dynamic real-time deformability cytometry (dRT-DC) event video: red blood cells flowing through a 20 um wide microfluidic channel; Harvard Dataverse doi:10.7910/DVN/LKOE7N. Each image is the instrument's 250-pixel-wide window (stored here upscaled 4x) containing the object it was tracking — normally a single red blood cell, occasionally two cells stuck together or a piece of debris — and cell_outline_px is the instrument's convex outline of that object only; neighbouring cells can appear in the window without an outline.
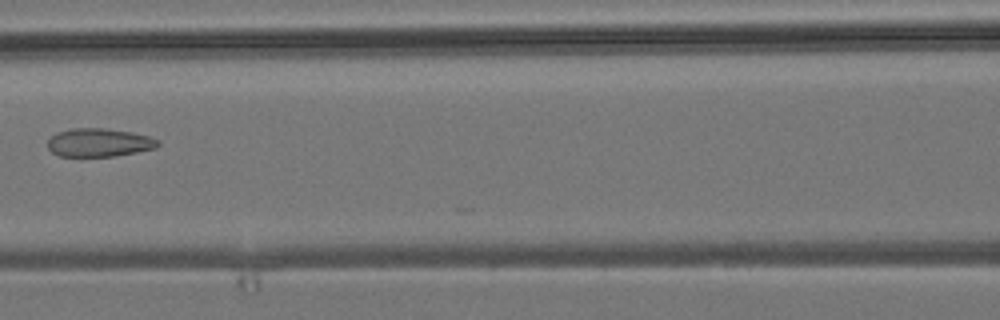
{"species": "common noctule bat (a hibernating species)", "species_latin": "Nyctalus noctula", "temperature_condition": "room temperature", "stored_images_in_passage": 8, "camera_frame_rate_fps": 3000, "um_per_image_px": 0.085, "animal": {"sex": "male", "body_mass_g": 19.2, "forearm_length_mm": 51.8}, "frame": {"image": 1, "passage_image": 7, "time_ms": 7.0, "image_size_px": [1000, 320], "cell_outline_px": [[160, 144], [156, 148], [116, 156], [60, 156], [52, 152], [48, 148], [48, 140], [56, 132], [72, 128], [104, 128], [132, 132], [148, 136], [160, 140]], "centroid_in_image_um": [8.43, 12.11], "position_along_channel_um": 158.2, "area_um2": 18.26}}
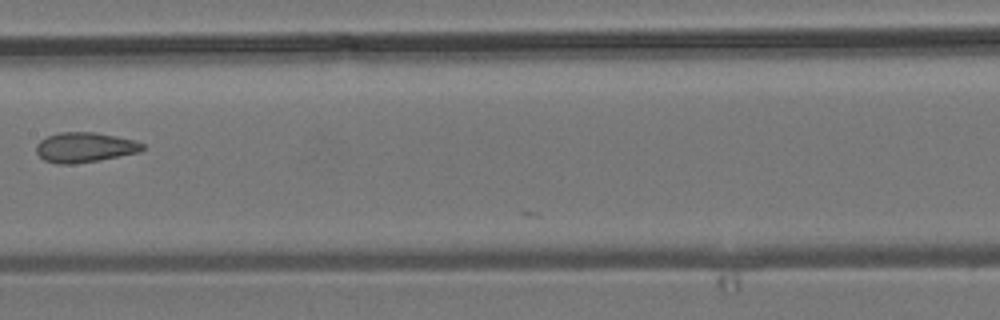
{"frame": {"image": 2, "passage_image": 8, "time_ms": 8.0, "image_size_px": [1000, 320], "cell_outline_px": [[144, 148], [140, 152], [100, 160], [72, 164], [56, 164], [44, 160], [36, 152], [36, 144], [40, 140], [48, 136], [60, 132], [96, 132], [136, 140], [144, 144]], "centroid_in_image_um": [7.21, 12.52], "position_along_channel_um": 200.2, "area_um2": 18.67}}